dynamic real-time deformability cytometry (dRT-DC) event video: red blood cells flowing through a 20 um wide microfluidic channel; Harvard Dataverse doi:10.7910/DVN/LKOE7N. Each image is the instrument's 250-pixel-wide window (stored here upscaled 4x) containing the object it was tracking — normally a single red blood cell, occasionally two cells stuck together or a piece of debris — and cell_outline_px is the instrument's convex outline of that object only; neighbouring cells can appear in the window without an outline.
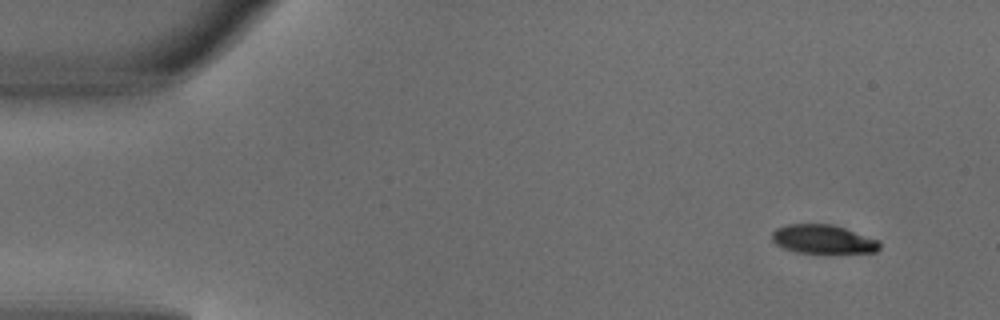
{"species": "common noctule bat (a hibernating species)", "species_latin": "Nyctalus noctula", "temperature_condition": "warm", "stored_images_in_passage": 4, "camera_frame_rate_fps": 3000, "um_per_image_px": 0.085, "animal": {"sex": "male", "body_mass_g": 18.8}, "frame": {"image": 1, "passage_image": 1, "time_ms": 0.0, "image_size_px": [1000, 320], "cell_outline_px": [[880, 248], [876, 252], [796, 252], [784, 248], [776, 244], [772, 240], [772, 232], [776, 228], [788, 224], [832, 224], [880, 240]], "centroid_in_image_um": [69.95, 20.32], "position_along_channel_um": 15.0, "area_um2": 17.86}}
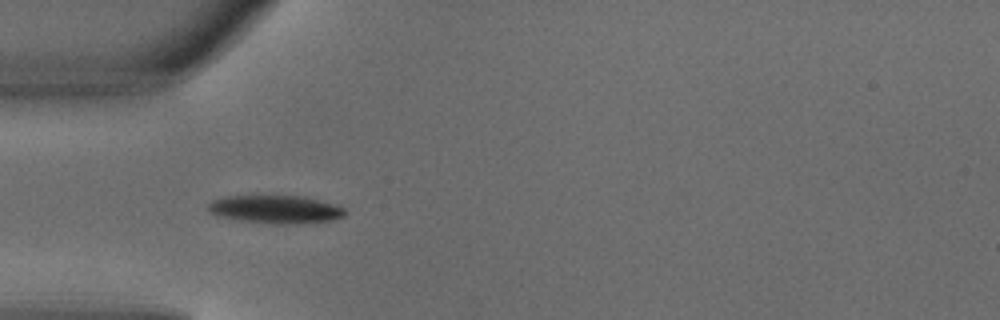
{"frame": {"image": 2, "passage_image": 4, "time_ms": 1.0, "image_size_px": [1000, 320], "cell_outline_px": [[348, 212], [344, 216], [332, 220], [300, 224], [276, 224], [240, 220], [216, 216], [208, 212], [208, 204], [212, 200], [224, 196], [304, 196], [332, 204], [344, 208]], "centroid_in_image_um": [23.4, 17.8], "position_along_channel_um": 61.6, "area_um2": 22.48}}